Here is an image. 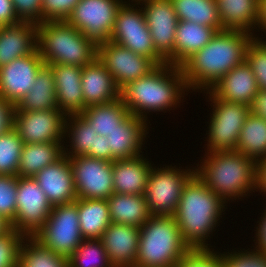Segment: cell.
Masks as SVG:
<instances>
[{"instance_id": "obj_11", "label": "cell", "mask_w": 266, "mask_h": 267, "mask_svg": "<svg viewBox=\"0 0 266 267\" xmlns=\"http://www.w3.org/2000/svg\"><path fill=\"white\" fill-rule=\"evenodd\" d=\"M125 0H80L66 21L97 45L110 39L118 9Z\"/></svg>"}, {"instance_id": "obj_46", "label": "cell", "mask_w": 266, "mask_h": 267, "mask_svg": "<svg viewBox=\"0 0 266 267\" xmlns=\"http://www.w3.org/2000/svg\"><path fill=\"white\" fill-rule=\"evenodd\" d=\"M15 106L7 100L0 98V135L13 127V114Z\"/></svg>"}, {"instance_id": "obj_8", "label": "cell", "mask_w": 266, "mask_h": 267, "mask_svg": "<svg viewBox=\"0 0 266 267\" xmlns=\"http://www.w3.org/2000/svg\"><path fill=\"white\" fill-rule=\"evenodd\" d=\"M33 238L68 260L84 239L79 226L77 199L72 203L52 206L49 217Z\"/></svg>"}, {"instance_id": "obj_3", "label": "cell", "mask_w": 266, "mask_h": 267, "mask_svg": "<svg viewBox=\"0 0 266 267\" xmlns=\"http://www.w3.org/2000/svg\"><path fill=\"white\" fill-rule=\"evenodd\" d=\"M225 206L227 203L209 189L196 174L187 181L173 216L184 242L191 250L214 249L207 240H210L218 224L222 222L220 219L226 213Z\"/></svg>"}, {"instance_id": "obj_5", "label": "cell", "mask_w": 266, "mask_h": 267, "mask_svg": "<svg viewBox=\"0 0 266 267\" xmlns=\"http://www.w3.org/2000/svg\"><path fill=\"white\" fill-rule=\"evenodd\" d=\"M37 49L46 65L84 67L98 56V45L66 20L37 24Z\"/></svg>"}, {"instance_id": "obj_23", "label": "cell", "mask_w": 266, "mask_h": 267, "mask_svg": "<svg viewBox=\"0 0 266 267\" xmlns=\"http://www.w3.org/2000/svg\"><path fill=\"white\" fill-rule=\"evenodd\" d=\"M210 91L223 101L250 106L259 88L251 67L244 61L226 73Z\"/></svg>"}, {"instance_id": "obj_1", "label": "cell", "mask_w": 266, "mask_h": 267, "mask_svg": "<svg viewBox=\"0 0 266 267\" xmlns=\"http://www.w3.org/2000/svg\"><path fill=\"white\" fill-rule=\"evenodd\" d=\"M253 37L239 30L216 32L206 46L180 66L191 93L210 90L232 68L242 64Z\"/></svg>"}, {"instance_id": "obj_22", "label": "cell", "mask_w": 266, "mask_h": 267, "mask_svg": "<svg viewBox=\"0 0 266 267\" xmlns=\"http://www.w3.org/2000/svg\"><path fill=\"white\" fill-rule=\"evenodd\" d=\"M81 86L84 110L91 105L108 103L120 98V89L114 78L98 58L82 68Z\"/></svg>"}, {"instance_id": "obj_14", "label": "cell", "mask_w": 266, "mask_h": 267, "mask_svg": "<svg viewBox=\"0 0 266 267\" xmlns=\"http://www.w3.org/2000/svg\"><path fill=\"white\" fill-rule=\"evenodd\" d=\"M67 115L59 109L14 112L13 128L23 143L64 142Z\"/></svg>"}, {"instance_id": "obj_28", "label": "cell", "mask_w": 266, "mask_h": 267, "mask_svg": "<svg viewBox=\"0 0 266 267\" xmlns=\"http://www.w3.org/2000/svg\"><path fill=\"white\" fill-rule=\"evenodd\" d=\"M58 109L54 76L49 65L44 64L37 73L34 85L17 103L14 112Z\"/></svg>"}, {"instance_id": "obj_50", "label": "cell", "mask_w": 266, "mask_h": 267, "mask_svg": "<svg viewBox=\"0 0 266 267\" xmlns=\"http://www.w3.org/2000/svg\"><path fill=\"white\" fill-rule=\"evenodd\" d=\"M106 137L99 135L95 138L93 158L110 161V148L108 147Z\"/></svg>"}, {"instance_id": "obj_38", "label": "cell", "mask_w": 266, "mask_h": 267, "mask_svg": "<svg viewBox=\"0 0 266 267\" xmlns=\"http://www.w3.org/2000/svg\"><path fill=\"white\" fill-rule=\"evenodd\" d=\"M23 144L13 127L0 135V175L18 176Z\"/></svg>"}, {"instance_id": "obj_21", "label": "cell", "mask_w": 266, "mask_h": 267, "mask_svg": "<svg viewBox=\"0 0 266 267\" xmlns=\"http://www.w3.org/2000/svg\"><path fill=\"white\" fill-rule=\"evenodd\" d=\"M51 67L56 88L58 109L68 115L84 111L81 76L82 68L69 64H47Z\"/></svg>"}, {"instance_id": "obj_20", "label": "cell", "mask_w": 266, "mask_h": 267, "mask_svg": "<svg viewBox=\"0 0 266 267\" xmlns=\"http://www.w3.org/2000/svg\"><path fill=\"white\" fill-rule=\"evenodd\" d=\"M140 227L111 222L101 240L114 267H134L138 252Z\"/></svg>"}, {"instance_id": "obj_35", "label": "cell", "mask_w": 266, "mask_h": 267, "mask_svg": "<svg viewBox=\"0 0 266 267\" xmlns=\"http://www.w3.org/2000/svg\"><path fill=\"white\" fill-rule=\"evenodd\" d=\"M178 21H192L209 26L217 32L222 31V24L215 0H171Z\"/></svg>"}, {"instance_id": "obj_12", "label": "cell", "mask_w": 266, "mask_h": 267, "mask_svg": "<svg viewBox=\"0 0 266 267\" xmlns=\"http://www.w3.org/2000/svg\"><path fill=\"white\" fill-rule=\"evenodd\" d=\"M16 216L10 227L25 237H33L50 215L52 205L33 177H19Z\"/></svg>"}, {"instance_id": "obj_27", "label": "cell", "mask_w": 266, "mask_h": 267, "mask_svg": "<svg viewBox=\"0 0 266 267\" xmlns=\"http://www.w3.org/2000/svg\"><path fill=\"white\" fill-rule=\"evenodd\" d=\"M216 32L214 28L192 21H178L173 48V66L180 67L188 58L206 46Z\"/></svg>"}, {"instance_id": "obj_54", "label": "cell", "mask_w": 266, "mask_h": 267, "mask_svg": "<svg viewBox=\"0 0 266 267\" xmlns=\"http://www.w3.org/2000/svg\"><path fill=\"white\" fill-rule=\"evenodd\" d=\"M144 0H127V1H125V2H128V3H133V2H135L136 4H139L140 2H143Z\"/></svg>"}, {"instance_id": "obj_52", "label": "cell", "mask_w": 266, "mask_h": 267, "mask_svg": "<svg viewBox=\"0 0 266 267\" xmlns=\"http://www.w3.org/2000/svg\"><path fill=\"white\" fill-rule=\"evenodd\" d=\"M257 30H255V33L261 30L260 33L264 32L265 36L263 34H261V36L259 37V34L256 38L263 40V38L266 37V0H259V19H258V26L256 28ZM264 36V37H263ZM266 40V38H265Z\"/></svg>"}, {"instance_id": "obj_33", "label": "cell", "mask_w": 266, "mask_h": 267, "mask_svg": "<svg viewBox=\"0 0 266 267\" xmlns=\"http://www.w3.org/2000/svg\"><path fill=\"white\" fill-rule=\"evenodd\" d=\"M80 115L96 133L107 137L130 115V112L122 99L118 98L108 103L86 107Z\"/></svg>"}, {"instance_id": "obj_15", "label": "cell", "mask_w": 266, "mask_h": 267, "mask_svg": "<svg viewBox=\"0 0 266 267\" xmlns=\"http://www.w3.org/2000/svg\"><path fill=\"white\" fill-rule=\"evenodd\" d=\"M97 58L111 73L120 90L129 82L147 76L157 67L151 59L135 54L111 40L98 45Z\"/></svg>"}, {"instance_id": "obj_10", "label": "cell", "mask_w": 266, "mask_h": 267, "mask_svg": "<svg viewBox=\"0 0 266 267\" xmlns=\"http://www.w3.org/2000/svg\"><path fill=\"white\" fill-rule=\"evenodd\" d=\"M109 40L151 59L157 66L166 63L155 51L145 14L139 4L124 2L121 5Z\"/></svg>"}, {"instance_id": "obj_13", "label": "cell", "mask_w": 266, "mask_h": 267, "mask_svg": "<svg viewBox=\"0 0 266 267\" xmlns=\"http://www.w3.org/2000/svg\"><path fill=\"white\" fill-rule=\"evenodd\" d=\"M69 160L77 199H107L114 193L113 162L84 155Z\"/></svg>"}, {"instance_id": "obj_40", "label": "cell", "mask_w": 266, "mask_h": 267, "mask_svg": "<svg viewBox=\"0 0 266 267\" xmlns=\"http://www.w3.org/2000/svg\"><path fill=\"white\" fill-rule=\"evenodd\" d=\"M18 176L0 175V215L10 224L16 216Z\"/></svg>"}, {"instance_id": "obj_4", "label": "cell", "mask_w": 266, "mask_h": 267, "mask_svg": "<svg viewBox=\"0 0 266 267\" xmlns=\"http://www.w3.org/2000/svg\"><path fill=\"white\" fill-rule=\"evenodd\" d=\"M202 158L194 167L196 176L227 204L258 192L254 160L236 150L205 152Z\"/></svg>"}, {"instance_id": "obj_30", "label": "cell", "mask_w": 266, "mask_h": 267, "mask_svg": "<svg viewBox=\"0 0 266 267\" xmlns=\"http://www.w3.org/2000/svg\"><path fill=\"white\" fill-rule=\"evenodd\" d=\"M80 231L84 239H101L111 223L107 199H77Z\"/></svg>"}, {"instance_id": "obj_24", "label": "cell", "mask_w": 266, "mask_h": 267, "mask_svg": "<svg viewBox=\"0 0 266 267\" xmlns=\"http://www.w3.org/2000/svg\"><path fill=\"white\" fill-rule=\"evenodd\" d=\"M143 154L128 159L114 160V193L127 195H144L152 161Z\"/></svg>"}, {"instance_id": "obj_26", "label": "cell", "mask_w": 266, "mask_h": 267, "mask_svg": "<svg viewBox=\"0 0 266 267\" xmlns=\"http://www.w3.org/2000/svg\"><path fill=\"white\" fill-rule=\"evenodd\" d=\"M215 1L223 30H239L257 36L254 29L258 26L259 0Z\"/></svg>"}, {"instance_id": "obj_39", "label": "cell", "mask_w": 266, "mask_h": 267, "mask_svg": "<svg viewBox=\"0 0 266 267\" xmlns=\"http://www.w3.org/2000/svg\"><path fill=\"white\" fill-rule=\"evenodd\" d=\"M245 61L251 67L258 88L266 90V40L253 37L245 50Z\"/></svg>"}, {"instance_id": "obj_37", "label": "cell", "mask_w": 266, "mask_h": 267, "mask_svg": "<svg viewBox=\"0 0 266 267\" xmlns=\"http://www.w3.org/2000/svg\"><path fill=\"white\" fill-rule=\"evenodd\" d=\"M69 267H114L101 239H83L68 259Z\"/></svg>"}, {"instance_id": "obj_51", "label": "cell", "mask_w": 266, "mask_h": 267, "mask_svg": "<svg viewBox=\"0 0 266 267\" xmlns=\"http://www.w3.org/2000/svg\"><path fill=\"white\" fill-rule=\"evenodd\" d=\"M257 191L266 197V159L257 163Z\"/></svg>"}, {"instance_id": "obj_6", "label": "cell", "mask_w": 266, "mask_h": 267, "mask_svg": "<svg viewBox=\"0 0 266 267\" xmlns=\"http://www.w3.org/2000/svg\"><path fill=\"white\" fill-rule=\"evenodd\" d=\"M190 250L173 215L151 216L140 227L134 267H176Z\"/></svg>"}, {"instance_id": "obj_9", "label": "cell", "mask_w": 266, "mask_h": 267, "mask_svg": "<svg viewBox=\"0 0 266 267\" xmlns=\"http://www.w3.org/2000/svg\"><path fill=\"white\" fill-rule=\"evenodd\" d=\"M165 166V167H164ZM163 165L153 166L144 193L151 216H172L177 210L182 189L195 174V168Z\"/></svg>"}, {"instance_id": "obj_16", "label": "cell", "mask_w": 266, "mask_h": 267, "mask_svg": "<svg viewBox=\"0 0 266 267\" xmlns=\"http://www.w3.org/2000/svg\"><path fill=\"white\" fill-rule=\"evenodd\" d=\"M139 5L145 14L155 51L166 63L173 65V48L178 17L171 0H144Z\"/></svg>"}, {"instance_id": "obj_25", "label": "cell", "mask_w": 266, "mask_h": 267, "mask_svg": "<svg viewBox=\"0 0 266 267\" xmlns=\"http://www.w3.org/2000/svg\"><path fill=\"white\" fill-rule=\"evenodd\" d=\"M37 50V24L0 26V67Z\"/></svg>"}, {"instance_id": "obj_7", "label": "cell", "mask_w": 266, "mask_h": 267, "mask_svg": "<svg viewBox=\"0 0 266 267\" xmlns=\"http://www.w3.org/2000/svg\"><path fill=\"white\" fill-rule=\"evenodd\" d=\"M212 107L207 122L206 152L236 150L240 131L250 114V107L217 98L210 90L203 92ZM209 94V95H208Z\"/></svg>"}, {"instance_id": "obj_19", "label": "cell", "mask_w": 266, "mask_h": 267, "mask_svg": "<svg viewBox=\"0 0 266 267\" xmlns=\"http://www.w3.org/2000/svg\"><path fill=\"white\" fill-rule=\"evenodd\" d=\"M150 123L130 114L106 137L110 148V161L128 159L144 154L142 150L149 134ZM146 139V140H145ZM145 142V143H144Z\"/></svg>"}, {"instance_id": "obj_32", "label": "cell", "mask_w": 266, "mask_h": 267, "mask_svg": "<svg viewBox=\"0 0 266 267\" xmlns=\"http://www.w3.org/2000/svg\"><path fill=\"white\" fill-rule=\"evenodd\" d=\"M65 137L69 139H64L66 142H63L65 145L63 146V153L68 158L79 155L93 158L94 142L99 134L90 127V124L80 114L67 116ZM66 139L69 141L67 142Z\"/></svg>"}, {"instance_id": "obj_48", "label": "cell", "mask_w": 266, "mask_h": 267, "mask_svg": "<svg viewBox=\"0 0 266 267\" xmlns=\"http://www.w3.org/2000/svg\"><path fill=\"white\" fill-rule=\"evenodd\" d=\"M260 214H262L260 217L261 219L259 218L257 221L259 224L255 227L256 230H254L256 231L254 234L256 237L253 241L256 245H253V247L266 254V207L264 212L262 211Z\"/></svg>"}, {"instance_id": "obj_44", "label": "cell", "mask_w": 266, "mask_h": 267, "mask_svg": "<svg viewBox=\"0 0 266 267\" xmlns=\"http://www.w3.org/2000/svg\"><path fill=\"white\" fill-rule=\"evenodd\" d=\"M80 0H42V22L66 20Z\"/></svg>"}, {"instance_id": "obj_34", "label": "cell", "mask_w": 266, "mask_h": 267, "mask_svg": "<svg viewBox=\"0 0 266 267\" xmlns=\"http://www.w3.org/2000/svg\"><path fill=\"white\" fill-rule=\"evenodd\" d=\"M236 151L256 163L266 159V120L249 114L240 131Z\"/></svg>"}, {"instance_id": "obj_47", "label": "cell", "mask_w": 266, "mask_h": 267, "mask_svg": "<svg viewBox=\"0 0 266 267\" xmlns=\"http://www.w3.org/2000/svg\"><path fill=\"white\" fill-rule=\"evenodd\" d=\"M12 4V0H0V26L20 23Z\"/></svg>"}, {"instance_id": "obj_53", "label": "cell", "mask_w": 266, "mask_h": 267, "mask_svg": "<svg viewBox=\"0 0 266 267\" xmlns=\"http://www.w3.org/2000/svg\"><path fill=\"white\" fill-rule=\"evenodd\" d=\"M10 228V223L0 215V234L7 232Z\"/></svg>"}, {"instance_id": "obj_31", "label": "cell", "mask_w": 266, "mask_h": 267, "mask_svg": "<svg viewBox=\"0 0 266 267\" xmlns=\"http://www.w3.org/2000/svg\"><path fill=\"white\" fill-rule=\"evenodd\" d=\"M62 142L25 143L19 160V177H34L40 170L58 160L63 153Z\"/></svg>"}, {"instance_id": "obj_42", "label": "cell", "mask_w": 266, "mask_h": 267, "mask_svg": "<svg viewBox=\"0 0 266 267\" xmlns=\"http://www.w3.org/2000/svg\"><path fill=\"white\" fill-rule=\"evenodd\" d=\"M220 254L224 267H266V254L256 248L233 249Z\"/></svg>"}, {"instance_id": "obj_45", "label": "cell", "mask_w": 266, "mask_h": 267, "mask_svg": "<svg viewBox=\"0 0 266 267\" xmlns=\"http://www.w3.org/2000/svg\"><path fill=\"white\" fill-rule=\"evenodd\" d=\"M12 4L21 22H42V0H12Z\"/></svg>"}, {"instance_id": "obj_41", "label": "cell", "mask_w": 266, "mask_h": 267, "mask_svg": "<svg viewBox=\"0 0 266 267\" xmlns=\"http://www.w3.org/2000/svg\"><path fill=\"white\" fill-rule=\"evenodd\" d=\"M24 238L13 228L0 234V267H19L20 245Z\"/></svg>"}, {"instance_id": "obj_2", "label": "cell", "mask_w": 266, "mask_h": 267, "mask_svg": "<svg viewBox=\"0 0 266 267\" xmlns=\"http://www.w3.org/2000/svg\"><path fill=\"white\" fill-rule=\"evenodd\" d=\"M189 90L181 68L165 63L125 85L120 98L130 114L148 122L149 112L167 113L180 107Z\"/></svg>"}, {"instance_id": "obj_36", "label": "cell", "mask_w": 266, "mask_h": 267, "mask_svg": "<svg viewBox=\"0 0 266 267\" xmlns=\"http://www.w3.org/2000/svg\"><path fill=\"white\" fill-rule=\"evenodd\" d=\"M19 267H68V260L45 248L33 237H25L20 245Z\"/></svg>"}, {"instance_id": "obj_17", "label": "cell", "mask_w": 266, "mask_h": 267, "mask_svg": "<svg viewBox=\"0 0 266 267\" xmlns=\"http://www.w3.org/2000/svg\"><path fill=\"white\" fill-rule=\"evenodd\" d=\"M37 49L30 55L14 59L0 67V98L13 104L18 102L34 85L37 73L44 65Z\"/></svg>"}, {"instance_id": "obj_18", "label": "cell", "mask_w": 266, "mask_h": 267, "mask_svg": "<svg viewBox=\"0 0 266 267\" xmlns=\"http://www.w3.org/2000/svg\"><path fill=\"white\" fill-rule=\"evenodd\" d=\"M33 178L52 206L72 203L77 199L72 166L65 154Z\"/></svg>"}, {"instance_id": "obj_29", "label": "cell", "mask_w": 266, "mask_h": 267, "mask_svg": "<svg viewBox=\"0 0 266 267\" xmlns=\"http://www.w3.org/2000/svg\"><path fill=\"white\" fill-rule=\"evenodd\" d=\"M107 202L111 222L142 227L151 217L144 195L113 193Z\"/></svg>"}, {"instance_id": "obj_43", "label": "cell", "mask_w": 266, "mask_h": 267, "mask_svg": "<svg viewBox=\"0 0 266 267\" xmlns=\"http://www.w3.org/2000/svg\"><path fill=\"white\" fill-rule=\"evenodd\" d=\"M176 267H224L221 254L214 249L190 250Z\"/></svg>"}, {"instance_id": "obj_49", "label": "cell", "mask_w": 266, "mask_h": 267, "mask_svg": "<svg viewBox=\"0 0 266 267\" xmlns=\"http://www.w3.org/2000/svg\"><path fill=\"white\" fill-rule=\"evenodd\" d=\"M250 107V113L266 120V90H260L254 96Z\"/></svg>"}]
</instances>
